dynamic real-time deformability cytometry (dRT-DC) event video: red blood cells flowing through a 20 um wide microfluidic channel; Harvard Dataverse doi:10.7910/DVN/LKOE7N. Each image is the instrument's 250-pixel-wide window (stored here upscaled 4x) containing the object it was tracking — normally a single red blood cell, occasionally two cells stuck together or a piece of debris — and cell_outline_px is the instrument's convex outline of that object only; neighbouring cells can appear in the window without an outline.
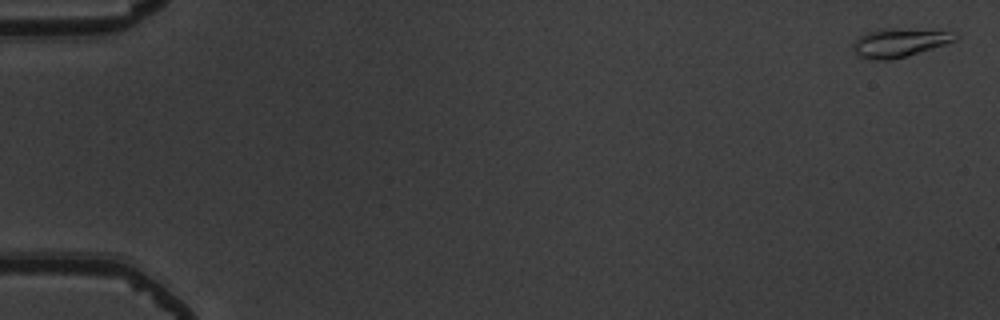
{"species": "common noctule bat (a hibernating species)", "species_latin": "Nyctalus noctula", "temperature_condition": "warm", "stored_images_in_passage": 7, "camera_frame_rate_fps": 3000, "um_per_image_px": 0.085, "animal": {"sex": "male", "body_mass_g": 19.5, "forearm_length_mm": 54.6}, "frame": {"image": 1, "passage_image": 1, "time_ms": 0.0, "image_size_px": [1000, 320], "cell_outline_px": [[960, 36], [956, 40], [932, 48], [904, 56], [888, 60], [876, 60], [856, 56], [852, 48], [852, 44], [864, 32], [880, 28], [896, 28], [956, 32]], "centroid_in_image_um": [76.4, 3.61], "position_along_channel_um": 8.6, "area_um2": 17.05}}
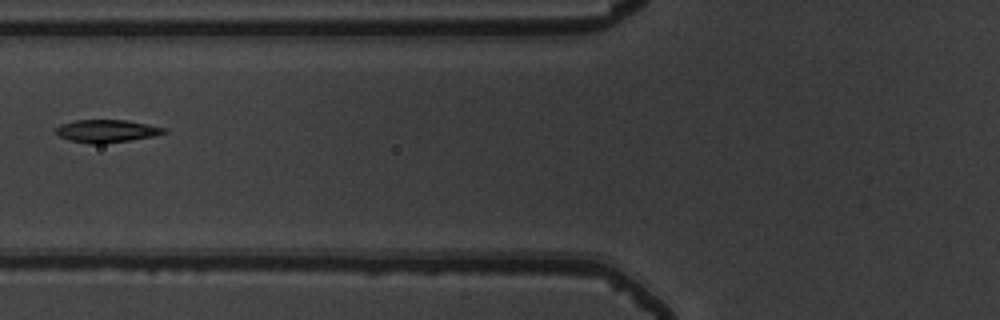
{"frame": {"image": 2, "passage_image": 7, "time_ms": 2.0, "image_size_px": [1000, 320], "cell_outline_px": [[168, 132], [152, 136], [128, 140], [100, 144], [88, 144], [72, 140], [60, 136], [56, 132], [56, 128], [60, 124], [76, 120], [124, 120], [148, 124], [168, 128]], "centroid_in_image_um": [9.09, 11.13], "position_along_channel_um": 116.7, "area_um2": 14.16}}